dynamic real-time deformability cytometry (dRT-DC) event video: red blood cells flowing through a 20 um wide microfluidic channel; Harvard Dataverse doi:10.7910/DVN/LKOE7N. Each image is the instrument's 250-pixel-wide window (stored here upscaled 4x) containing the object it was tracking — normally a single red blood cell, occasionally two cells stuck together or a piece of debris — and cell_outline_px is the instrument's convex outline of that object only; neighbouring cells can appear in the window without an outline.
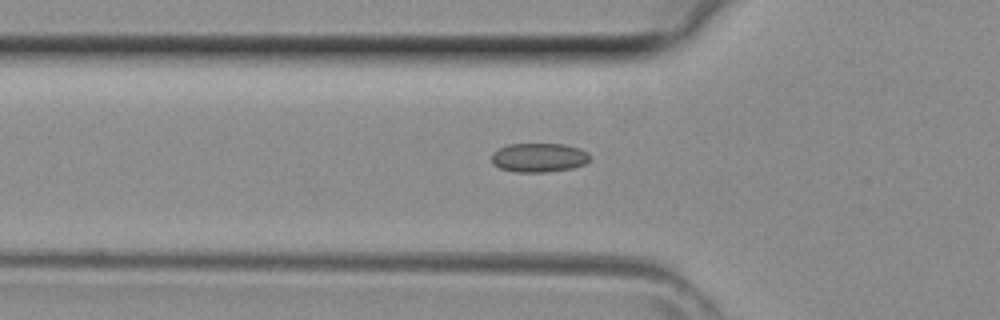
{"species": "common noctule bat (a hibernating species)", "species_latin": "Nyctalus noctula", "temperature_condition": "room temperature", "stored_images_in_passage": 32, "camera_frame_rate_fps": 3000, "um_per_image_px": 0.085, "animal": {"sex": "female", "body_mass_g": 29.2, "forearm_length_mm": 56.3}, "frame": {"image": 1, "passage_image": 4, "time_ms": 1.0, "image_size_px": [1000, 320], "cell_outline_px": [[592, 156], [584, 164], [572, 168], [548, 172], [516, 172], [500, 168], [492, 164], [492, 152], [508, 144], [564, 144], [580, 148], [588, 152]], "centroid_in_image_um": [45.82, 13.39], "position_along_channel_um": 80.0, "area_um2": 16.76}}
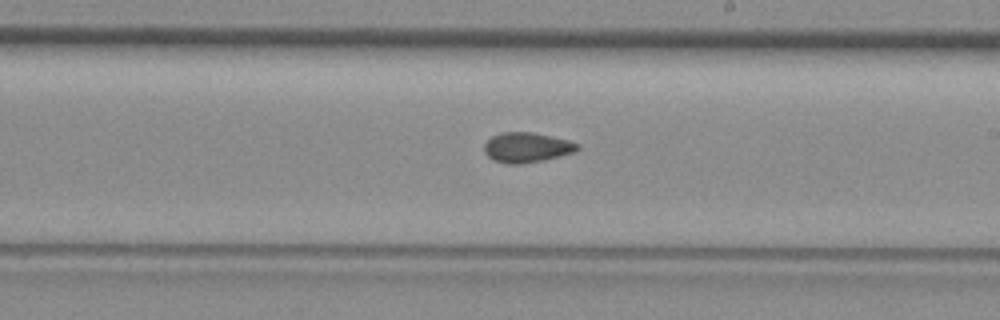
{"frame": {"image": 2, "passage_image": 14, "time_ms": 4.333, "image_size_px": [1000, 320], "cell_outline_px": [[580, 148], [576, 152], [544, 160], [520, 164], [504, 164], [488, 156], [484, 152], [484, 144], [492, 136], [504, 132], [532, 132], [568, 140], [580, 144]], "centroid_in_image_um": [44.8, 12.54], "position_along_channel_um": 244.2, "area_um2": 16.3}}
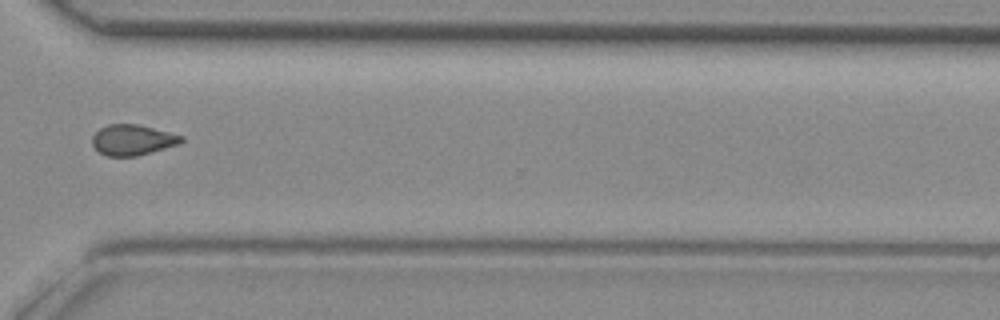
{"frame": {"image": 3, "passage_image": 21, "time_ms": 6.667, "image_size_px": [1000, 320], "cell_outline_px": [[184, 140], [180, 144], [136, 156], [108, 156], [100, 152], [92, 144], [92, 136], [100, 128], [108, 124], [136, 124], [184, 136]], "centroid_in_image_um": [11.27, 11.89], "position_along_channel_um": 359.3, "area_um2": 15.72}}